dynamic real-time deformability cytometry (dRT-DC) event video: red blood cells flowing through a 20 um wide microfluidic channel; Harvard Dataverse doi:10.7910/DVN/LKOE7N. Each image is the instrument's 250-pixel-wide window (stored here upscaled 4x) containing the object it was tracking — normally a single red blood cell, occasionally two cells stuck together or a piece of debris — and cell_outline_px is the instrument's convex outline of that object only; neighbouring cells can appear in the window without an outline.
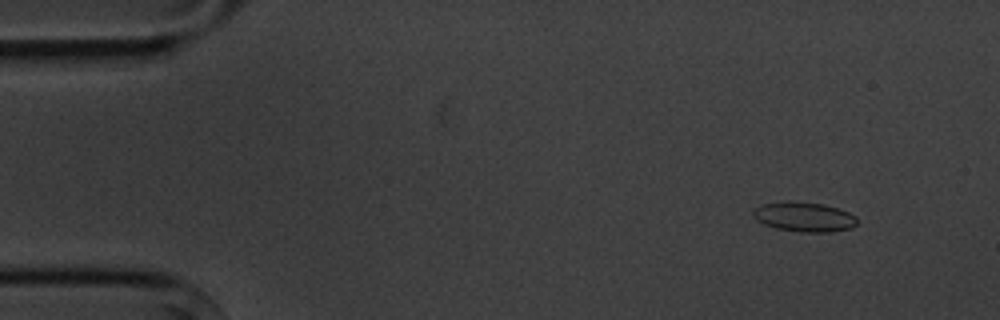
{"species": "common noctule bat (a hibernating species)", "species_latin": "Nyctalus noctula", "temperature_condition": "cold", "stored_images_in_passage": 4, "camera_frame_rate_fps": 3000, "um_per_image_px": 0.085, "animal": {"sex": "male", "body_mass_g": 20.1, "forearm_length_mm": 53.5}, "frame": {"image": 1, "passage_image": 2, "time_ms": 1.0, "image_size_px": [1000, 320], "cell_outline_px": [[856, 224], [852, 228], [832, 232], [800, 232], [776, 228], [764, 224], [752, 216], [752, 212], [756, 208], [764, 204], [824, 204], [848, 212], [856, 216]], "centroid_in_image_um": [68.41, 18.49], "position_along_channel_um": 16.6, "area_um2": 17.11}}